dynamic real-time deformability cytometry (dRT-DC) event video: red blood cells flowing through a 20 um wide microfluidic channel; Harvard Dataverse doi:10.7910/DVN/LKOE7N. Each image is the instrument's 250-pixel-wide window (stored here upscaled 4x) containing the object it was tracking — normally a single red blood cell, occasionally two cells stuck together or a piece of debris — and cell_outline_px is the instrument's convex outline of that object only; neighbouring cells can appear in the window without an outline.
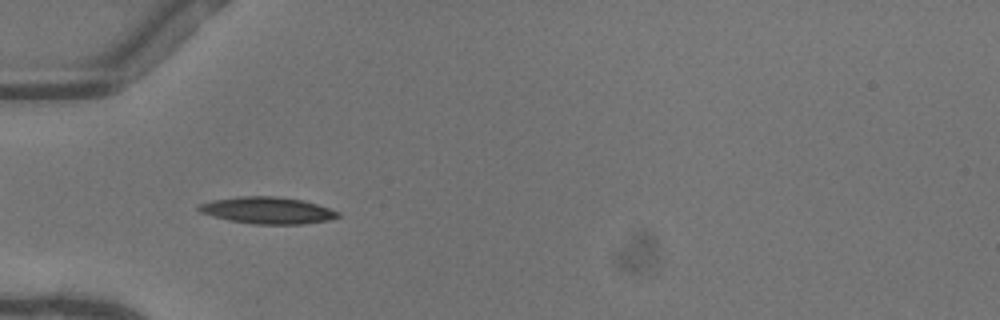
{"species": "common noctule bat (a hibernating species)", "species_latin": "Nyctalus noctula", "temperature_condition": "warm", "stored_images_in_passage": 31, "camera_frame_rate_fps": 3000, "um_per_image_px": 0.085, "animal": {"sex": "female"}, "frame": {"image": 1, "passage_image": 4, "time_ms": 1.0, "image_size_px": [1000, 320], "cell_outline_px": [[340, 216], [328, 220], [304, 224], [252, 224], [228, 220], [212, 216], [200, 212], [196, 208], [200, 204], [212, 200], [244, 196], [276, 196], [300, 200], [316, 204], [340, 212]], "centroid_in_image_um": [22.72, 17.89], "position_along_channel_um": 62.3, "area_um2": 21.56}}
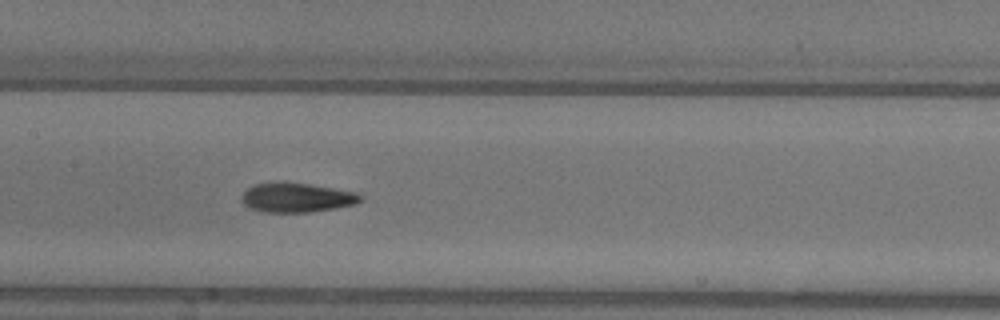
{"frame": {"image": 2, "passage_image": 13, "time_ms": 4.0, "image_size_px": [1000, 320], "cell_outline_px": [[364, 200], [356, 204], [336, 208], [312, 212], [264, 212], [252, 208], [244, 204], [240, 200], [240, 196], [248, 188], [256, 184], [308, 184], [356, 192], [364, 196]], "centroid_in_image_um": [25.28, 16.83], "position_along_channel_um": 182.1, "area_um2": 19.94}}
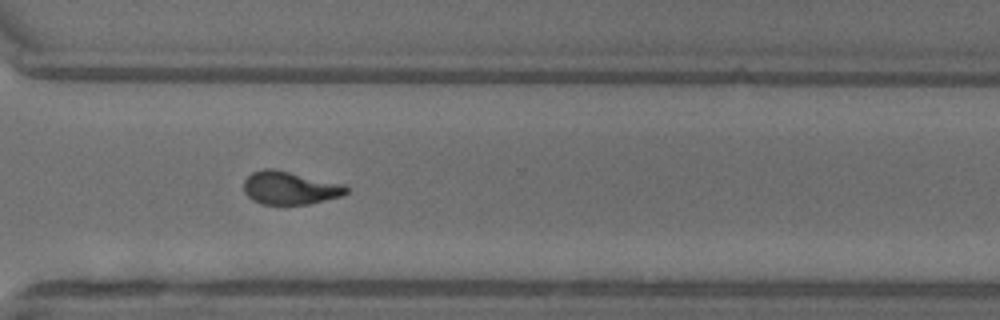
{"frame": {"image": 3, "passage_image": 25, "time_ms": 8.0, "image_size_px": [1000, 320], "cell_outline_px": [[348, 192], [340, 196], [308, 204], [260, 204], [252, 200], [244, 192], [244, 180], [252, 172], [264, 168], [272, 168], [344, 184], [348, 188]], "centroid_in_image_um": [24.61, 15.97], "position_along_channel_um": 346.0, "area_um2": 19.65}, "authors_computed_cell_mechanics": {"area_um2": 20.23, "velocity_mm_per_s": 4.1145, "shape_relaxation_time_tau1_ms": 4.4377, "shape_relaxation_time_tau2_ms": 1.8476, "deformation_change_tau1": 0.1916, "deformation_change_tau2": 0.0949}}